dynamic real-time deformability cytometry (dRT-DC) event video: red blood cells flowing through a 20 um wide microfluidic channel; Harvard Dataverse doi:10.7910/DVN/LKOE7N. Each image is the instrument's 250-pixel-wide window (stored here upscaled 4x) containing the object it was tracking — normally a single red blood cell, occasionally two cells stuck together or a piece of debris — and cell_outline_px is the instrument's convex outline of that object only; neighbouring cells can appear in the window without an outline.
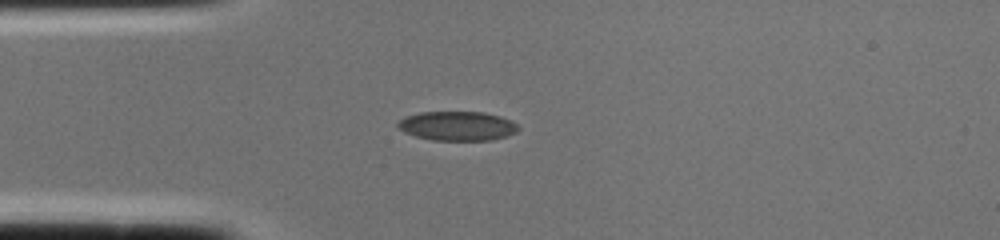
{"species": "common noctule bat (a hibernating species)", "species_latin": "Nyctalus noctula", "temperature_condition": "cold", "stored_images_in_passage": 1, "camera_frame_rate_fps": 3000, "um_per_image_px": 0.085, "animal": {"sex": "female", "body_mass_g": 22.0, "forearm_length_mm": 56.7}, "frame": {"image": 1, "passage_image": 1, "time_ms": 0.0, "image_size_px": [1000, 240], "cell_outline_px": [[520, 128], [516, 132], [508, 136], [492, 140], [432, 140], [416, 136], [404, 132], [396, 124], [404, 116], [420, 112], [484, 112], [500, 116], [516, 124]], "centroid_in_image_um": [38.87, 10.71], "position_along_channel_um": 46.1, "area_um2": 20.52}}